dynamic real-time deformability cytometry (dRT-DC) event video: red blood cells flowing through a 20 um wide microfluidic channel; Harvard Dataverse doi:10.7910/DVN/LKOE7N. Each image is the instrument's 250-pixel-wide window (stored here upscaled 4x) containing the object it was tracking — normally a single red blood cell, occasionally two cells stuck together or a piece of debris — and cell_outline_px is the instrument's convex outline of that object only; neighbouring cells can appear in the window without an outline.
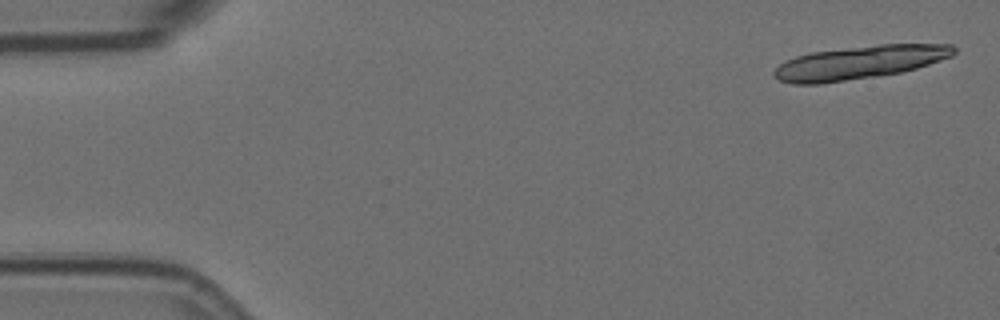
{"species": "Egyptian fruit bat (a non-hibernating species)", "species_latin": "Rousettus aegyptiacus", "temperature_condition": "room temperature", "stored_images_in_passage": 6, "camera_frame_rate_fps": 3000, "um_per_image_px": 0.085, "animal": {"sex": "female"}, "frame": {"image": 1, "passage_image": 1, "time_ms": 0.0, "image_size_px": [1000, 320], "cell_outline_px": [[956, 52], [952, 56], [916, 68], [900, 72], [876, 76], [820, 84], [792, 84], [780, 80], [772, 76], [772, 72], [784, 60], [796, 56], [812, 52], [880, 44], [952, 44], [956, 48]], "centroid_in_image_um": [73.03, 5.31], "position_along_channel_um": 12.0, "area_um2": 34.8}}
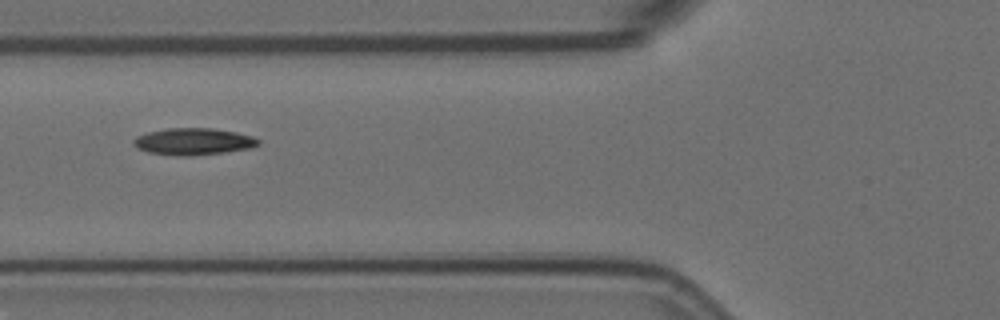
{"frame": {"image": 2, "passage_image": 6, "time_ms": 1.667, "image_size_px": [1000, 320], "cell_outline_px": [[260, 144], [252, 148], [224, 152], [192, 156], [176, 156], [148, 152], [136, 148], [132, 144], [132, 140], [136, 136], [148, 132], [168, 128], [212, 128], [236, 132], [252, 136], [260, 140]], "centroid_in_image_um": [16.42, 12.03], "position_along_channel_um": 109.4, "area_um2": 19.71}}